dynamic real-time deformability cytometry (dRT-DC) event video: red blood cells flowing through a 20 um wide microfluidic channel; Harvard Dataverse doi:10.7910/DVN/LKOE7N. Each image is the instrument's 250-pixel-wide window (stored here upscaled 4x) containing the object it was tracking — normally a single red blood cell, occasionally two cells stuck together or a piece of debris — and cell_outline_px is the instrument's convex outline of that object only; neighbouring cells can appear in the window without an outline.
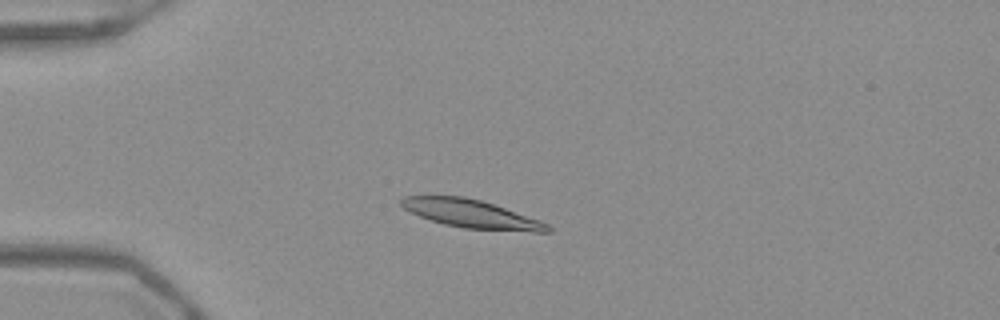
{"species": "Egyptian fruit bat (a non-hibernating species)", "species_latin": "Rousettus aegyptiacus", "temperature_condition": "warm", "stored_images_in_passage": 50, "camera_frame_rate_fps": 3000, "um_per_image_px": 0.085, "frame": {"image": 1, "passage_image": 11, "time_ms": 3.333, "image_size_px": [1000, 320], "cell_outline_px": [[552, 232], [532, 232], [464, 228], [444, 224], [420, 216], [404, 208], [400, 204], [400, 200], [404, 196], [464, 196], [480, 200], [540, 220], [548, 224], [552, 228]], "centroid_in_image_um": [40.09, 18.19], "position_along_channel_um": 44.9, "area_um2": 23.81}}
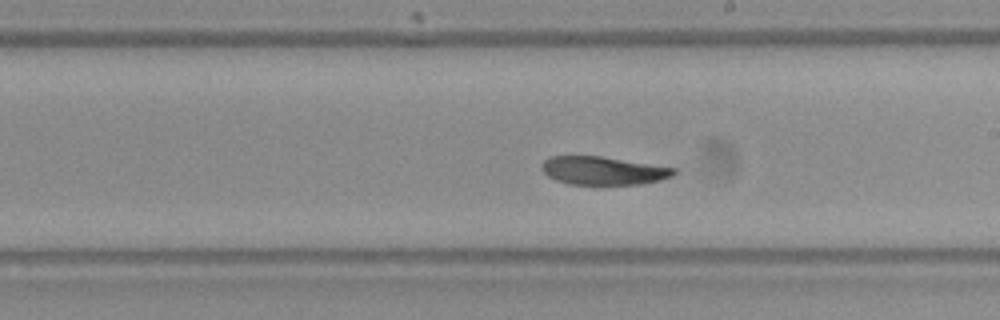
{"frame": {"image": 2, "passage_image": 28, "time_ms": 9.0, "image_size_px": [1000, 320], "cell_outline_px": [[676, 172], [672, 176], [660, 180], [640, 184], [568, 184], [556, 180], [548, 176], [540, 168], [544, 160], [548, 156], [600, 156], [676, 168]], "centroid_in_image_um": [51.24, 14.5], "position_along_channel_um": 237.8, "area_um2": 21.62}}
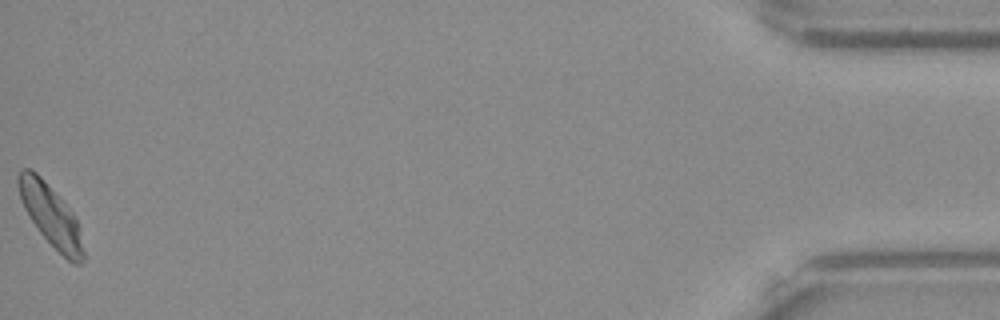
{"frame": {"image": 3, "passage_image": 50, "time_ms": 16.333, "image_size_px": [1000, 320], "cell_outline_px": [[84, 260], [80, 264], [72, 264], [40, 232], [24, 208], [20, 200], [16, 180], [16, 176], [20, 168], [28, 168], [36, 172], [40, 176], [76, 216], [84, 252]], "centroid_in_image_um": [4.29, 18.28], "position_along_channel_um": 430.9, "area_um2": 22.95}, "authors_computed_cell_mechanics": {"area_um2": 23.4668, "velocity_mm_per_s": 3.8811, "shape_relaxation_time_tau1_ms": 6.2872, "shape_relaxation_time_tau2_ms": 4.0763, "deformation_change_tau1": 0.2219, "deformation_change_tau2": 0.1027}}